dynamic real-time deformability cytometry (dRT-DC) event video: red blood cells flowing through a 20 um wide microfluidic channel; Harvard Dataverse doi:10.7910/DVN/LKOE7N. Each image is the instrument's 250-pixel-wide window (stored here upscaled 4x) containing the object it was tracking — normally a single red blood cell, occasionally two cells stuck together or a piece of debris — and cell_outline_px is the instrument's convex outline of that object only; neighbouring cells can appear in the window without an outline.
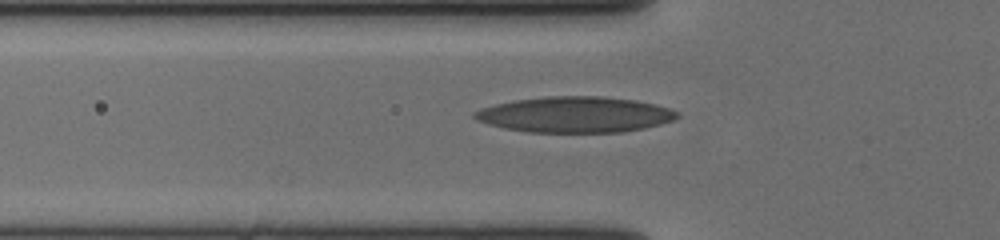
{"species": "human", "species_latin": "Homo sapiens", "temperature_condition": "cold", "stored_images_in_passage": 32, "camera_frame_rate_fps": 3000, "um_per_image_px": 0.085, "donor": {"sex": "female"}, "frame": {"image": 1, "passage_image": 3, "time_ms": 0.667, "image_size_px": [1000, 240], "cell_outline_px": [[680, 116], [672, 120], [660, 124], [644, 128], [624, 132], [528, 132], [504, 128], [488, 124], [476, 120], [472, 116], [472, 112], [480, 108], [496, 104], [516, 100], [544, 96], [600, 96], [636, 100], [656, 104], [680, 112]], "centroid_in_image_um": [48.87, 9.74], "position_along_channel_um": 76.9, "area_um2": 42.43}}
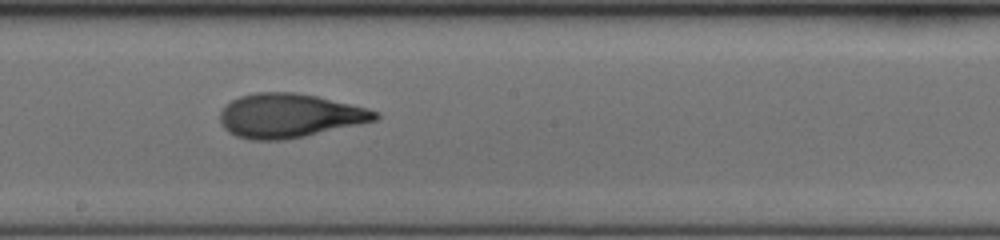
{"frame": {"image": 2, "passage_image": 15, "time_ms": 4.667, "image_size_px": [1000, 240], "cell_outline_px": [[380, 116], [376, 120], [304, 136], [284, 140], [252, 140], [236, 136], [228, 132], [220, 124], [220, 112], [232, 100], [240, 96], [256, 92], [296, 92], [316, 96], [368, 108], [380, 112]], "centroid_in_image_um": [24.58, 9.83], "position_along_channel_um": 223.6, "area_um2": 39.65}}
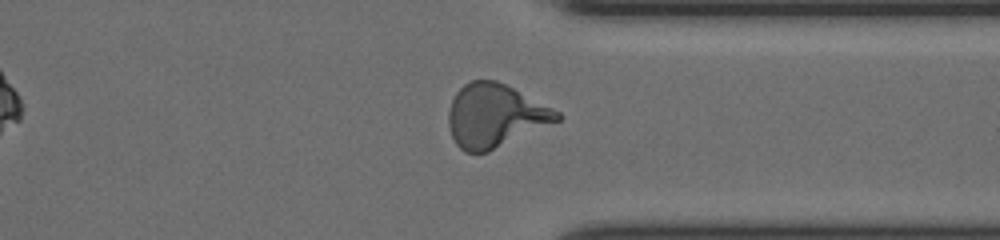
{"frame": {"image": 3, "passage_image": 27, "time_ms": 8.667, "image_size_px": [1000, 240], "cell_outline_px": [[560, 120], [488, 152], [464, 152], [456, 144], [452, 136], [448, 124], [448, 112], [452, 100], [456, 92], [464, 84], [472, 80], [496, 80], [560, 112]], "centroid_in_image_um": [42.04, 9.84], "position_along_channel_um": 369.4, "area_um2": 39.54}, "authors_computed_cell_mechanics": {"area_um2": 38.7838, "velocity_mm_per_s": 3.6576, "shape_relaxation_time_tau1_ms": 5.9538, "shape_relaxation_time_tau2_ms": 2.0627, "deformation_change_tau1": 0.2408, "deformation_change_tau2": 0.0963}}